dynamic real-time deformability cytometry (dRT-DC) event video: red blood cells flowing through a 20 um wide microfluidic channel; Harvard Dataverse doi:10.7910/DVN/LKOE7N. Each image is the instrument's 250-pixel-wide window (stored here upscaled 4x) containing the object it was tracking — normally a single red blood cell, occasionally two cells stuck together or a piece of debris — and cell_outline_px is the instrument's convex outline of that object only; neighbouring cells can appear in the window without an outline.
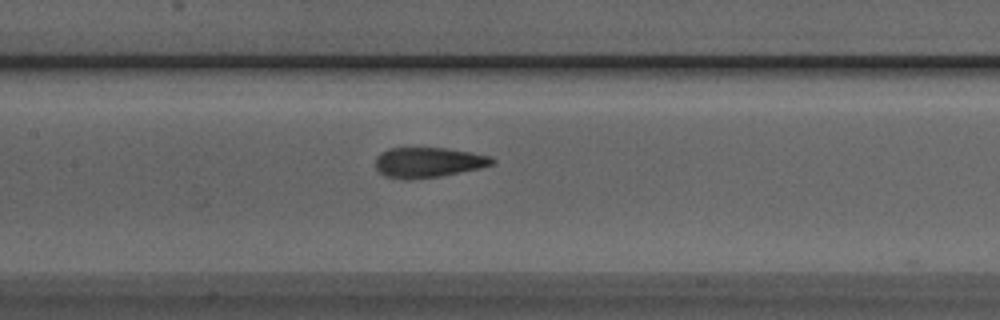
{"species": "Egyptian fruit bat (a non-hibernating species)", "species_latin": "Rousettus aegyptiacus", "temperature_condition": "room temperature", "stored_images_in_passage": 9, "camera_frame_rate_fps": 3000, "um_per_image_px": 0.085, "animal": {"sex": "male"}, "frame": {"image": 1, "passage_image": 8, "time_ms": 2.333, "image_size_px": [1000, 320], "cell_outline_px": [[496, 164], [480, 168], [440, 176], [412, 180], [404, 180], [384, 176], [376, 168], [376, 156], [380, 152], [388, 148], [448, 148], [492, 156], [496, 160]], "centroid_in_image_um": [36.41, 13.81], "position_along_channel_um": 171.0, "area_um2": 20.81}}